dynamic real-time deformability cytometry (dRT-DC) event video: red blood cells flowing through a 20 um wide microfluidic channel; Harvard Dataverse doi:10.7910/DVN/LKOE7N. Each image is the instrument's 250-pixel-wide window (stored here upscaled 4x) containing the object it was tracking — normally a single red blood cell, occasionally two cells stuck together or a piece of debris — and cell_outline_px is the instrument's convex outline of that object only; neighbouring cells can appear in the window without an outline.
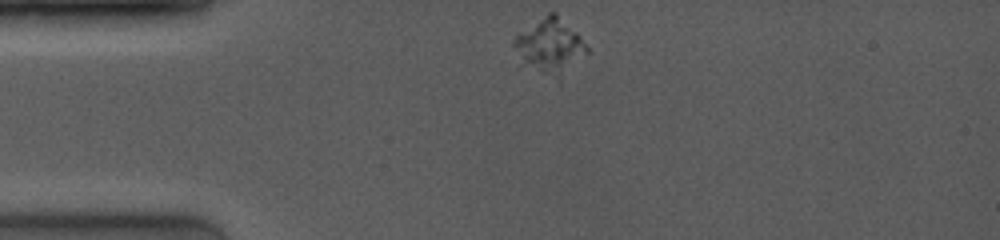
{"species": "common noctule bat (a hibernating species)", "species_latin": "Nyctalus noctula", "temperature_condition": "room temperature", "stored_images_in_passage": 38, "camera_frame_rate_fps": 4000, "um_per_image_px": 0.085, "animal": {"sex": "female", "body_mass_g": 19.0, "forearm_length_mm": 53.3}, "frame": {"image": 1, "passage_image": 1, "time_ms": 0.0, "image_size_px": [1000, 240], "cell_outline_px": [[588, 52], [552, 72], [544, 72], [524, 64], [512, 44], [512, 40], [516, 32], [548, 12], [556, 12], [580, 36], [588, 48]], "centroid_in_image_um": [46.63, 3.69], "position_along_channel_um": 38.4, "area_um2": 21.39}}
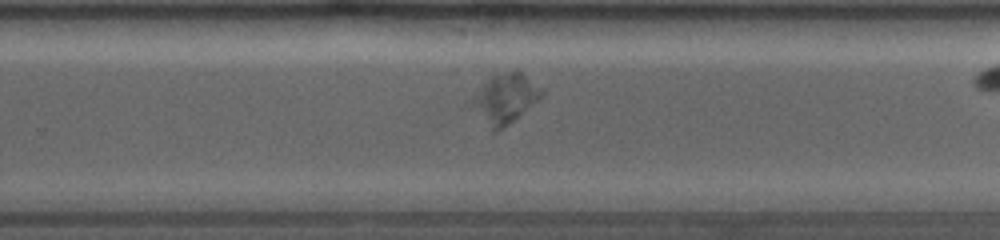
{"frame": {"image": 2, "passage_image": 30, "time_ms": 7.0, "image_size_px": [1000, 240], "cell_outline_px": [[544, 96], [508, 124], [496, 132], [492, 132], [472, 100], [484, 84], [492, 76], [516, 68], [544, 88]], "centroid_in_image_um": [43.07, 8.32], "position_along_channel_um": 286.7, "area_um2": 19.42}}
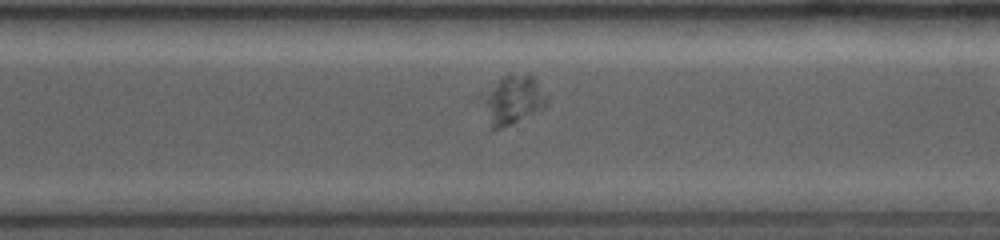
{"frame": {"image": 3, "passage_image": 35, "time_ms": 8.0, "image_size_px": [1000, 240], "cell_outline_px": [[548, 100], [544, 108], [512, 124], [500, 128], [492, 128], [484, 100], [484, 96], [504, 76], [528, 72], [532, 76], [548, 96]], "centroid_in_image_um": [43.71, 8.47], "position_along_channel_um": 326.9, "area_um2": 17.4}}